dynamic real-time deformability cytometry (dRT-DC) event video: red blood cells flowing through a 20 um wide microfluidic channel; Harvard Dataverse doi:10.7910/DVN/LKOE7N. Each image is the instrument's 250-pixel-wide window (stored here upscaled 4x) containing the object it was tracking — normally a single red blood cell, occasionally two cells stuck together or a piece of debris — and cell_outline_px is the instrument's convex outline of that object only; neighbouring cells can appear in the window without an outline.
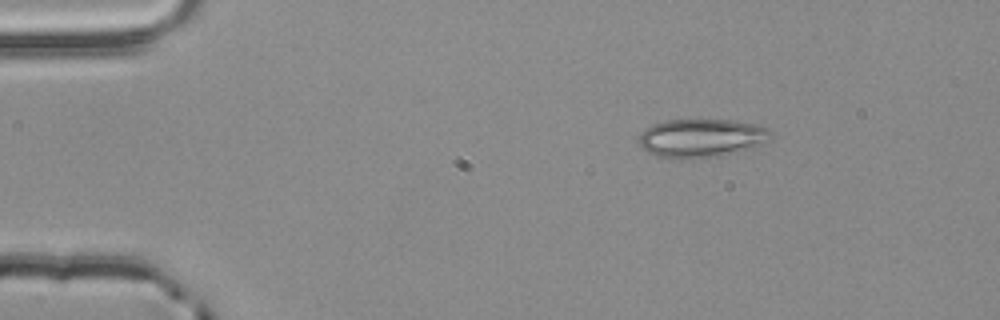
{"species": "common noctule bat (a hibernating species)", "species_latin": "Nyctalus noctula", "temperature_condition": "room temperature", "stored_images_in_passage": 2, "camera_frame_rate_fps": 3000, "um_per_image_px": 0.085, "animal": {"sex": "male", "body_mass_g": 20.4}, "frame": {"image": 1, "passage_image": 2, "time_ms": 0.333, "image_size_px": [1000, 320], "cell_outline_px": [[772, 136], [752, 148], [720, 156], [692, 160], [672, 160], [656, 156], [648, 152], [640, 144], [640, 132], [652, 124], [664, 120], [732, 120], [756, 124], [768, 128], [772, 132]], "centroid_in_image_um": [59.59, 11.76], "position_along_channel_um": 25.4, "area_um2": 30.0}}